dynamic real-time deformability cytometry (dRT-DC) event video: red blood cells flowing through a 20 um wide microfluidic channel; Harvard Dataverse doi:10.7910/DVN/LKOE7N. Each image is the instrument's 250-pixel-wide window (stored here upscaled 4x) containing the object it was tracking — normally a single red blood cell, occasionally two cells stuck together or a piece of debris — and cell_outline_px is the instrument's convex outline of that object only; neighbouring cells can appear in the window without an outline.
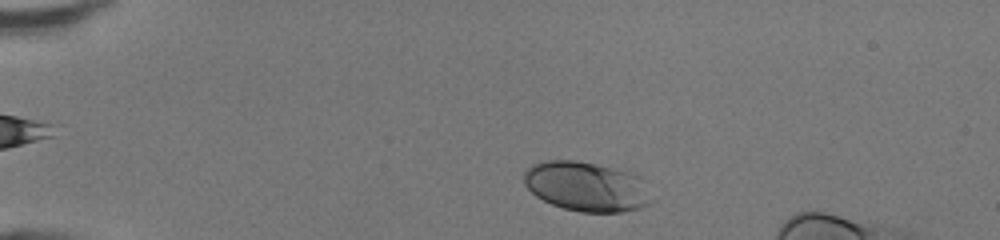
{"species": "human", "species_latin": "Homo sapiens", "temperature_condition": "room temperature", "stored_images_in_passage": 36, "camera_frame_rate_fps": 3000, "um_per_image_px": 0.085, "donor": {"sex": "female"}, "frame": {"image": 1, "passage_image": 3, "time_ms": 0.667, "image_size_px": [1000, 240], "cell_outline_px": [[648, 204], [640, 208], [620, 212], [580, 212], [564, 208], [552, 204], [536, 196], [524, 184], [524, 172], [532, 164], [544, 160], [576, 160], [636, 172], [644, 176], [648, 200]], "centroid_in_image_um": [49.85, 15.83], "position_along_channel_um": 35.2, "area_um2": 37.05}}
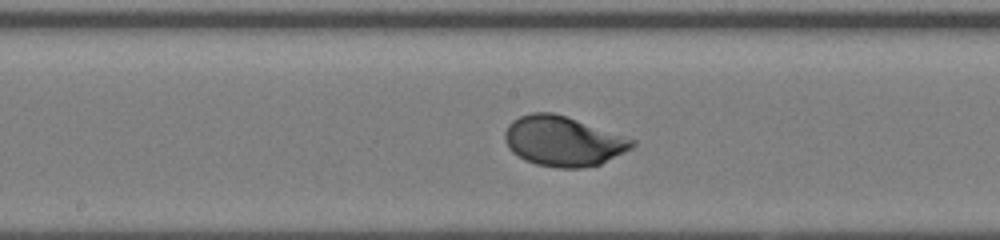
{"frame": {"image": 2, "passage_image": 19, "time_ms": 6.0, "image_size_px": [1000, 240], "cell_outline_px": [[636, 144], [632, 148], [600, 164], [580, 168], [556, 168], [536, 164], [524, 160], [512, 152], [508, 148], [504, 140], [504, 132], [508, 124], [512, 120], [520, 116], [532, 112], [552, 112], [636, 140]], "centroid_in_image_um": [47.82, 12.01], "position_along_channel_um": 200.4, "area_um2": 36.88}}
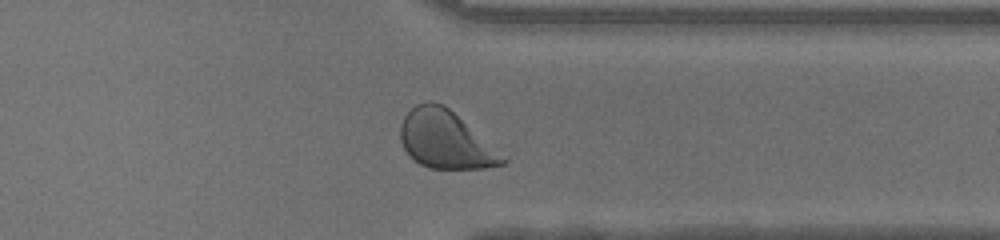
{"frame": {"image": 3, "passage_image": 31, "time_ms": 10.0, "image_size_px": [1000, 240], "cell_outline_px": [[508, 160], [504, 164], [484, 168], [428, 168], [412, 160], [408, 156], [400, 140], [400, 124], [404, 116], [416, 104], [428, 100], [432, 100], [444, 104], [508, 156]], "centroid_in_image_um": [37.89, 11.87], "position_along_channel_um": 373.5, "area_um2": 35.03}, "authors_computed_cell_mechanics": {"area_um2": 36.1539, "velocity_mm_per_s": 4.3222, "shape_relaxation_time_tau1_ms": 1.7471, "shape_relaxation_time_tau2_ms": null, "deformation_change_tau1": 0.139, "deformation_change_tau2": null}}